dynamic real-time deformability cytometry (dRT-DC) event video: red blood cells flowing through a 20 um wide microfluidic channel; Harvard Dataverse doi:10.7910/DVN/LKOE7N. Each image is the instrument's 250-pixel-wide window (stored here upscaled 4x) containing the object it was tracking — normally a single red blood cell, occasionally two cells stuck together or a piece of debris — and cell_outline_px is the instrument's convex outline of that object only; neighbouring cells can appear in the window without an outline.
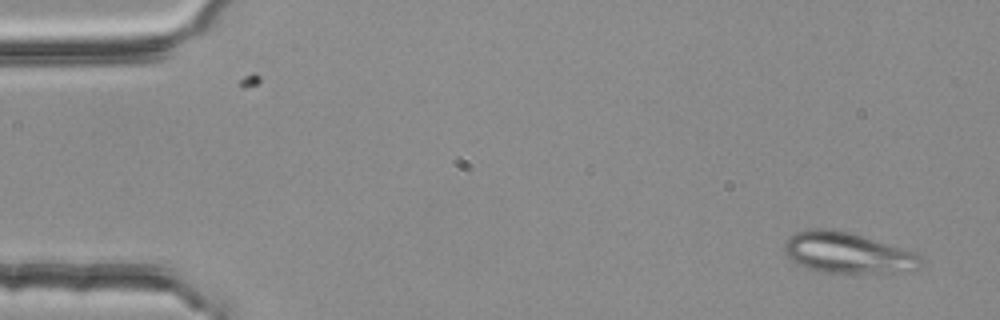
{"species": "common noctule bat (a hibernating species)", "species_latin": "Nyctalus noctula", "temperature_condition": "room temperature", "stored_images_in_passage": 4, "camera_frame_rate_fps": 3000, "um_per_image_px": 0.085, "animal": {"sex": "female", "body_mass_g": 25.1}, "frame": {"image": 1, "passage_image": 1, "time_ms": 0.0, "image_size_px": [1000, 320], "cell_outline_px": [[924, 264], [916, 268], [884, 276], [820, 272], [804, 268], [788, 256], [784, 252], [784, 244], [796, 232], [812, 228], [824, 228], [848, 232], [920, 252], [924, 260]], "centroid_in_image_um": [72.17, 21.55], "position_along_channel_um": 12.8, "area_um2": 33.64}}